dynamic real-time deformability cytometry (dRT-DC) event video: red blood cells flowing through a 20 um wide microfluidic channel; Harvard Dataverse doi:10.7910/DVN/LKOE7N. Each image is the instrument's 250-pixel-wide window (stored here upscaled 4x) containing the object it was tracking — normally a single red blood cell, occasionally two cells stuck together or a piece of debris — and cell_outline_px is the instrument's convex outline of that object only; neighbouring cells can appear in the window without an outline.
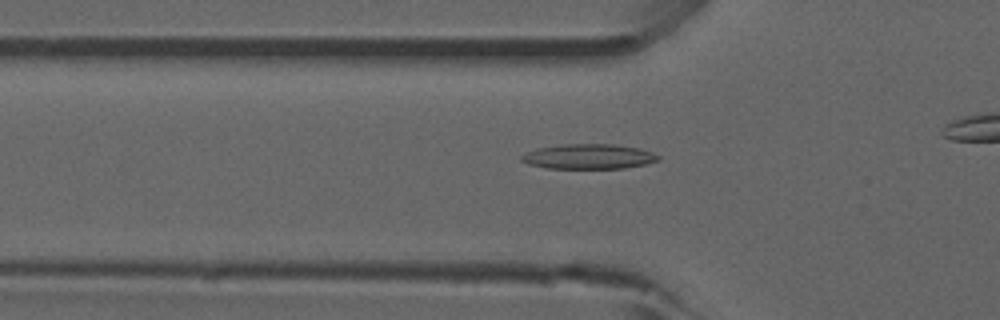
{"species": "common noctule bat (a hibernating species)", "species_latin": "Nyctalus noctula", "temperature_condition": "room temperature", "stored_images_in_passage": 16, "camera_frame_rate_fps": 3000, "um_per_image_px": 0.085, "animal": {"sex": "male", "forearm_length_mm": 52.5}, "frame": {"image": 1, "passage_image": 7, "time_ms": 2.0, "image_size_px": [1000, 320], "cell_outline_px": [[660, 160], [644, 164], [624, 168], [548, 168], [528, 164], [520, 160], [520, 156], [524, 152], [536, 148], [564, 144], [612, 144], [640, 148], [652, 152], [660, 156]], "centroid_in_image_um": [50.01, 13.3], "position_along_channel_um": 75.8, "area_um2": 19.94}}
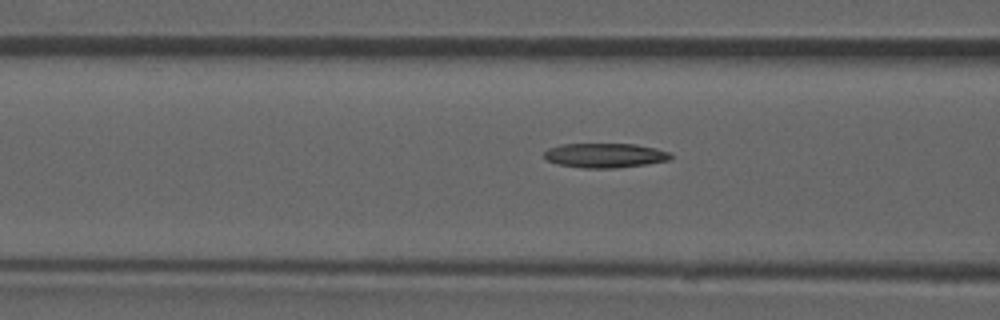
{"frame": {"image": 2, "passage_image": 10, "time_ms": 3.0, "image_size_px": [1000, 320], "cell_outline_px": [[672, 160], [648, 164], [616, 168], [584, 168], [556, 164], [548, 160], [544, 156], [544, 152], [548, 148], [560, 144], [636, 144], [656, 148], [668, 152], [672, 156]], "centroid_in_image_um": [51.44, 13.21], "position_along_channel_um": 115.2, "area_um2": 18.21}}